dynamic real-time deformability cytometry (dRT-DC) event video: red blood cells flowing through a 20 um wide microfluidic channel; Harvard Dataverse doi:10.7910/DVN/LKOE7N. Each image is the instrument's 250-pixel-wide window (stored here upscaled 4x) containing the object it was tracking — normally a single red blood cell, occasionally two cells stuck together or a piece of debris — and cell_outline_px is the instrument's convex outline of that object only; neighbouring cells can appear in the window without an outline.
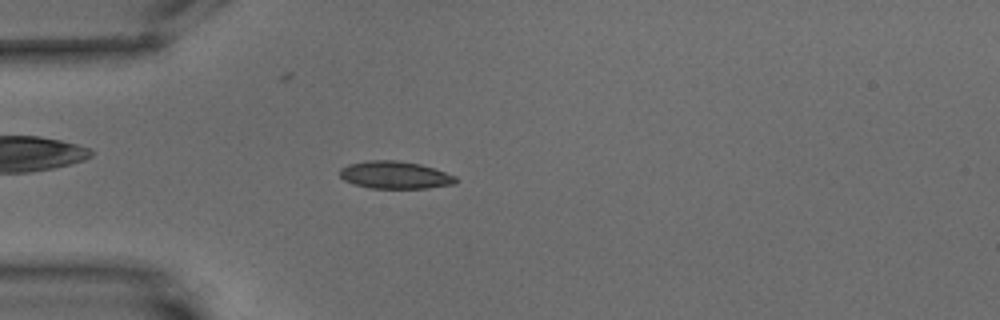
{"species": "common noctule bat (a hibernating species)", "species_latin": "Nyctalus noctula", "temperature_condition": "warm", "stored_images_in_passage": 61, "camera_frame_rate_fps": 3000, "um_per_image_px": 0.085, "animal": {"sex": "male", "body_mass_g": 15.6}, "frame": {"image": 1, "passage_image": 17, "time_ms": 5.333, "image_size_px": [1000, 320], "cell_outline_px": [[456, 180], [452, 184], [428, 188], [368, 188], [352, 184], [344, 180], [340, 176], [340, 168], [348, 164], [364, 160], [396, 160], [420, 164], [456, 176]], "centroid_in_image_um": [33.5, 14.87], "position_along_channel_um": 51.5, "area_um2": 18.55}}
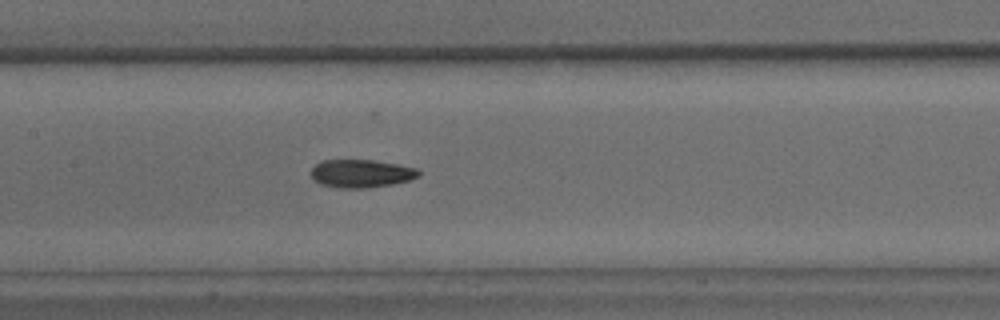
{"frame": {"image": 2, "passage_image": 29, "time_ms": 9.333, "image_size_px": [1000, 320], "cell_outline_px": [[420, 176], [408, 180], [392, 184], [364, 188], [336, 188], [320, 184], [312, 176], [312, 168], [320, 160], [372, 160], [400, 164], [416, 168], [420, 172]], "centroid_in_image_um": [30.71, 14.74], "position_along_channel_um": 176.7, "area_um2": 17.57}}
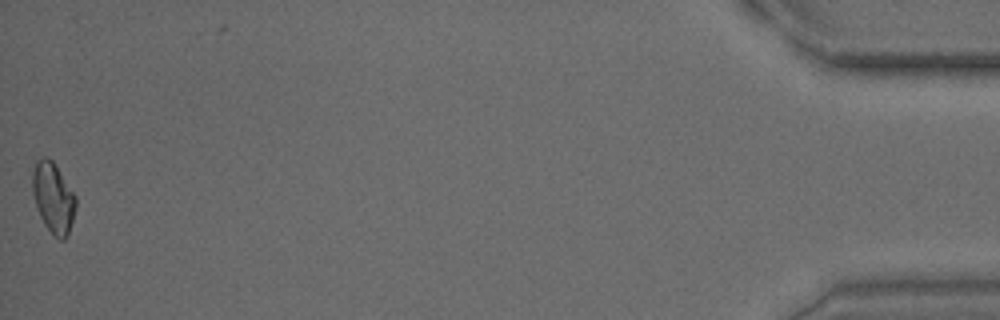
{"frame": {"image": 3, "passage_image": 60, "time_ms": 19.667, "image_size_px": [1000, 320], "cell_outline_px": [[76, 208], [68, 236], [64, 240], [60, 240], [44, 224], [40, 216], [32, 192], [32, 172], [36, 160], [44, 156], [48, 156], [52, 160], [76, 196]], "centroid_in_image_um": [4.52, 16.79], "position_along_channel_um": 430.7, "area_um2": 17.74}, "authors_computed_cell_mechanics": {"area_um2": 17.5712, "velocity_mm_per_s": 3.3752, "shape_relaxation_time_tau1_ms": 6.54, "shape_relaxation_time_tau2_ms": 3.2043, "deformation_change_tau1": 0.1484, "deformation_change_tau2": 0.0849}}